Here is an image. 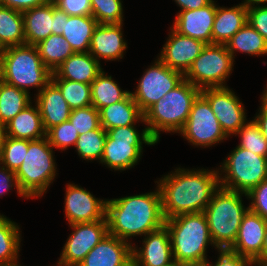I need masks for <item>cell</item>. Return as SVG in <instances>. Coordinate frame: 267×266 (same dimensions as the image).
Segmentation results:
<instances>
[{
    "label": "cell",
    "instance_id": "8d00e7d4",
    "mask_svg": "<svg viewBox=\"0 0 267 266\" xmlns=\"http://www.w3.org/2000/svg\"><path fill=\"white\" fill-rule=\"evenodd\" d=\"M25 150H28V140L6 136L0 149V164L16 172L23 163Z\"/></svg>",
    "mask_w": 267,
    "mask_h": 266
},
{
    "label": "cell",
    "instance_id": "4316f807",
    "mask_svg": "<svg viewBox=\"0 0 267 266\" xmlns=\"http://www.w3.org/2000/svg\"><path fill=\"white\" fill-rule=\"evenodd\" d=\"M35 106L30 103L6 124V136L30 141L46 136L39 107Z\"/></svg>",
    "mask_w": 267,
    "mask_h": 266
},
{
    "label": "cell",
    "instance_id": "db71d44e",
    "mask_svg": "<svg viewBox=\"0 0 267 266\" xmlns=\"http://www.w3.org/2000/svg\"><path fill=\"white\" fill-rule=\"evenodd\" d=\"M261 259H267V229L264 237V242L261 251Z\"/></svg>",
    "mask_w": 267,
    "mask_h": 266
},
{
    "label": "cell",
    "instance_id": "836d02e7",
    "mask_svg": "<svg viewBox=\"0 0 267 266\" xmlns=\"http://www.w3.org/2000/svg\"><path fill=\"white\" fill-rule=\"evenodd\" d=\"M30 93L0 79V121L7 124L32 101Z\"/></svg>",
    "mask_w": 267,
    "mask_h": 266
},
{
    "label": "cell",
    "instance_id": "5b68a950",
    "mask_svg": "<svg viewBox=\"0 0 267 266\" xmlns=\"http://www.w3.org/2000/svg\"><path fill=\"white\" fill-rule=\"evenodd\" d=\"M243 194L220 186L204 210L210 236L217 250L233 246L243 216L249 210L242 203Z\"/></svg>",
    "mask_w": 267,
    "mask_h": 266
},
{
    "label": "cell",
    "instance_id": "e0dca14e",
    "mask_svg": "<svg viewBox=\"0 0 267 266\" xmlns=\"http://www.w3.org/2000/svg\"><path fill=\"white\" fill-rule=\"evenodd\" d=\"M266 229L267 220L248 210L243 216L236 239L229 250L252 262L261 260Z\"/></svg>",
    "mask_w": 267,
    "mask_h": 266
},
{
    "label": "cell",
    "instance_id": "816d5d0a",
    "mask_svg": "<svg viewBox=\"0 0 267 266\" xmlns=\"http://www.w3.org/2000/svg\"><path fill=\"white\" fill-rule=\"evenodd\" d=\"M265 3H267V0H244L243 4L247 8L257 7V6H265ZM256 4V5H255Z\"/></svg>",
    "mask_w": 267,
    "mask_h": 266
},
{
    "label": "cell",
    "instance_id": "ee69618b",
    "mask_svg": "<svg viewBox=\"0 0 267 266\" xmlns=\"http://www.w3.org/2000/svg\"><path fill=\"white\" fill-rule=\"evenodd\" d=\"M247 22L254 27L267 42V4L247 8Z\"/></svg>",
    "mask_w": 267,
    "mask_h": 266
},
{
    "label": "cell",
    "instance_id": "277c9868",
    "mask_svg": "<svg viewBox=\"0 0 267 266\" xmlns=\"http://www.w3.org/2000/svg\"><path fill=\"white\" fill-rule=\"evenodd\" d=\"M201 89L183 80L145 113V125L150 136L158 143L160 131L178 133L188 119L192 105Z\"/></svg>",
    "mask_w": 267,
    "mask_h": 266
},
{
    "label": "cell",
    "instance_id": "d6986e66",
    "mask_svg": "<svg viewBox=\"0 0 267 266\" xmlns=\"http://www.w3.org/2000/svg\"><path fill=\"white\" fill-rule=\"evenodd\" d=\"M216 15V2L195 10L179 11L172 28L180 33L206 44H212V29Z\"/></svg>",
    "mask_w": 267,
    "mask_h": 266
},
{
    "label": "cell",
    "instance_id": "8992f818",
    "mask_svg": "<svg viewBox=\"0 0 267 266\" xmlns=\"http://www.w3.org/2000/svg\"><path fill=\"white\" fill-rule=\"evenodd\" d=\"M51 75L36 46L24 44L7 47L1 55L0 79L18 89L30 93V88L37 87L39 93L51 81Z\"/></svg>",
    "mask_w": 267,
    "mask_h": 266
},
{
    "label": "cell",
    "instance_id": "11a10c76",
    "mask_svg": "<svg viewBox=\"0 0 267 266\" xmlns=\"http://www.w3.org/2000/svg\"><path fill=\"white\" fill-rule=\"evenodd\" d=\"M255 266H267V259H261L253 262Z\"/></svg>",
    "mask_w": 267,
    "mask_h": 266
},
{
    "label": "cell",
    "instance_id": "83f0119b",
    "mask_svg": "<svg viewBox=\"0 0 267 266\" xmlns=\"http://www.w3.org/2000/svg\"><path fill=\"white\" fill-rule=\"evenodd\" d=\"M97 25L98 23L92 15L69 16L65 21L62 36L65 37L74 52L87 53Z\"/></svg>",
    "mask_w": 267,
    "mask_h": 266
},
{
    "label": "cell",
    "instance_id": "ac0fdd59",
    "mask_svg": "<svg viewBox=\"0 0 267 266\" xmlns=\"http://www.w3.org/2000/svg\"><path fill=\"white\" fill-rule=\"evenodd\" d=\"M144 237L142 248L132 246V266H168L174 261L169 232L165 226Z\"/></svg>",
    "mask_w": 267,
    "mask_h": 266
},
{
    "label": "cell",
    "instance_id": "52a82bcc",
    "mask_svg": "<svg viewBox=\"0 0 267 266\" xmlns=\"http://www.w3.org/2000/svg\"><path fill=\"white\" fill-rule=\"evenodd\" d=\"M53 147L47 137L28 140V150L21 166L15 172L21 193L28 199L41 197L56 176Z\"/></svg>",
    "mask_w": 267,
    "mask_h": 266
},
{
    "label": "cell",
    "instance_id": "cb8c5ba5",
    "mask_svg": "<svg viewBox=\"0 0 267 266\" xmlns=\"http://www.w3.org/2000/svg\"><path fill=\"white\" fill-rule=\"evenodd\" d=\"M102 71L101 64L89 52H74L54 73L60 79L91 84Z\"/></svg>",
    "mask_w": 267,
    "mask_h": 266
},
{
    "label": "cell",
    "instance_id": "f6af8a7d",
    "mask_svg": "<svg viewBox=\"0 0 267 266\" xmlns=\"http://www.w3.org/2000/svg\"><path fill=\"white\" fill-rule=\"evenodd\" d=\"M219 257L215 264L206 261L202 266H252L253 262L237 253L230 251L229 249L218 250Z\"/></svg>",
    "mask_w": 267,
    "mask_h": 266
},
{
    "label": "cell",
    "instance_id": "2e32d148",
    "mask_svg": "<svg viewBox=\"0 0 267 266\" xmlns=\"http://www.w3.org/2000/svg\"><path fill=\"white\" fill-rule=\"evenodd\" d=\"M170 28L169 37L157 58L169 68L185 75L207 44Z\"/></svg>",
    "mask_w": 267,
    "mask_h": 266
},
{
    "label": "cell",
    "instance_id": "d6a6232c",
    "mask_svg": "<svg viewBox=\"0 0 267 266\" xmlns=\"http://www.w3.org/2000/svg\"><path fill=\"white\" fill-rule=\"evenodd\" d=\"M131 91H122L119 85L102 71L91 83L92 106L98 111L106 106L124 100Z\"/></svg>",
    "mask_w": 267,
    "mask_h": 266
},
{
    "label": "cell",
    "instance_id": "6da1fadb",
    "mask_svg": "<svg viewBox=\"0 0 267 266\" xmlns=\"http://www.w3.org/2000/svg\"><path fill=\"white\" fill-rule=\"evenodd\" d=\"M219 170L177 168L161 177L157 187L161 194L164 219L204 212L214 192L220 187Z\"/></svg>",
    "mask_w": 267,
    "mask_h": 266
},
{
    "label": "cell",
    "instance_id": "9c48e42d",
    "mask_svg": "<svg viewBox=\"0 0 267 266\" xmlns=\"http://www.w3.org/2000/svg\"><path fill=\"white\" fill-rule=\"evenodd\" d=\"M220 169V186L244 193L246 196L253 188L267 179V157L236 146L223 161Z\"/></svg>",
    "mask_w": 267,
    "mask_h": 266
},
{
    "label": "cell",
    "instance_id": "44dd1931",
    "mask_svg": "<svg viewBox=\"0 0 267 266\" xmlns=\"http://www.w3.org/2000/svg\"><path fill=\"white\" fill-rule=\"evenodd\" d=\"M123 23L98 24L92 34L89 53L100 63V59L107 61L123 58L127 43L123 39Z\"/></svg>",
    "mask_w": 267,
    "mask_h": 266
},
{
    "label": "cell",
    "instance_id": "ffe728a7",
    "mask_svg": "<svg viewBox=\"0 0 267 266\" xmlns=\"http://www.w3.org/2000/svg\"><path fill=\"white\" fill-rule=\"evenodd\" d=\"M78 266H132V243L107 234Z\"/></svg>",
    "mask_w": 267,
    "mask_h": 266
},
{
    "label": "cell",
    "instance_id": "f1b7e54d",
    "mask_svg": "<svg viewBox=\"0 0 267 266\" xmlns=\"http://www.w3.org/2000/svg\"><path fill=\"white\" fill-rule=\"evenodd\" d=\"M20 227L0 214V266H19Z\"/></svg>",
    "mask_w": 267,
    "mask_h": 266
},
{
    "label": "cell",
    "instance_id": "9f6ffc18",
    "mask_svg": "<svg viewBox=\"0 0 267 266\" xmlns=\"http://www.w3.org/2000/svg\"><path fill=\"white\" fill-rule=\"evenodd\" d=\"M168 266H190V265L189 264H186V263H182V262L173 261Z\"/></svg>",
    "mask_w": 267,
    "mask_h": 266
},
{
    "label": "cell",
    "instance_id": "74e56055",
    "mask_svg": "<svg viewBox=\"0 0 267 266\" xmlns=\"http://www.w3.org/2000/svg\"><path fill=\"white\" fill-rule=\"evenodd\" d=\"M236 135H239L241 140L237 146L267 157V140L263 137L262 131L254 119L250 122L247 121Z\"/></svg>",
    "mask_w": 267,
    "mask_h": 266
},
{
    "label": "cell",
    "instance_id": "d590c367",
    "mask_svg": "<svg viewBox=\"0 0 267 266\" xmlns=\"http://www.w3.org/2000/svg\"><path fill=\"white\" fill-rule=\"evenodd\" d=\"M106 136V130L100 126L98 129L79 135L74 147L83 160L100 161L104 152Z\"/></svg>",
    "mask_w": 267,
    "mask_h": 266
},
{
    "label": "cell",
    "instance_id": "c3c4849f",
    "mask_svg": "<svg viewBox=\"0 0 267 266\" xmlns=\"http://www.w3.org/2000/svg\"><path fill=\"white\" fill-rule=\"evenodd\" d=\"M261 97V106L258 115L254 118L255 122L258 124L260 130L262 131L263 137L267 140V86Z\"/></svg>",
    "mask_w": 267,
    "mask_h": 266
},
{
    "label": "cell",
    "instance_id": "484cf974",
    "mask_svg": "<svg viewBox=\"0 0 267 266\" xmlns=\"http://www.w3.org/2000/svg\"><path fill=\"white\" fill-rule=\"evenodd\" d=\"M100 124L105 130L115 127L135 125L143 122L144 114L129 94L124 100L118 101L99 110Z\"/></svg>",
    "mask_w": 267,
    "mask_h": 266
},
{
    "label": "cell",
    "instance_id": "ba28073f",
    "mask_svg": "<svg viewBox=\"0 0 267 266\" xmlns=\"http://www.w3.org/2000/svg\"><path fill=\"white\" fill-rule=\"evenodd\" d=\"M106 134L100 163L115 171L134 167L143 154V143L149 146L157 143L150 136L147 128H144L140 134L135 125L115 127L106 130Z\"/></svg>",
    "mask_w": 267,
    "mask_h": 266
},
{
    "label": "cell",
    "instance_id": "6f0895ef",
    "mask_svg": "<svg viewBox=\"0 0 267 266\" xmlns=\"http://www.w3.org/2000/svg\"><path fill=\"white\" fill-rule=\"evenodd\" d=\"M5 49L6 48L0 42V58H1V55L3 54V52L5 51Z\"/></svg>",
    "mask_w": 267,
    "mask_h": 266
},
{
    "label": "cell",
    "instance_id": "60d3db41",
    "mask_svg": "<svg viewBox=\"0 0 267 266\" xmlns=\"http://www.w3.org/2000/svg\"><path fill=\"white\" fill-rule=\"evenodd\" d=\"M78 136V131L75 130L70 121L54 126L46 132L49 144L62 151L68 149L71 145L75 146Z\"/></svg>",
    "mask_w": 267,
    "mask_h": 266
},
{
    "label": "cell",
    "instance_id": "3957f363",
    "mask_svg": "<svg viewBox=\"0 0 267 266\" xmlns=\"http://www.w3.org/2000/svg\"><path fill=\"white\" fill-rule=\"evenodd\" d=\"M174 261L202 266L208 259L206 249L214 243L204 212L181 214L165 220Z\"/></svg>",
    "mask_w": 267,
    "mask_h": 266
},
{
    "label": "cell",
    "instance_id": "7a4b0ae2",
    "mask_svg": "<svg viewBox=\"0 0 267 266\" xmlns=\"http://www.w3.org/2000/svg\"><path fill=\"white\" fill-rule=\"evenodd\" d=\"M156 189L150 193L108 199L106 201L108 234L129 242L128 239L132 236H145L162 228L165 219L160 190Z\"/></svg>",
    "mask_w": 267,
    "mask_h": 266
},
{
    "label": "cell",
    "instance_id": "f546056e",
    "mask_svg": "<svg viewBox=\"0 0 267 266\" xmlns=\"http://www.w3.org/2000/svg\"><path fill=\"white\" fill-rule=\"evenodd\" d=\"M225 45L233 58L237 50L253 56L267 55V42L248 22Z\"/></svg>",
    "mask_w": 267,
    "mask_h": 266
},
{
    "label": "cell",
    "instance_id": "e575fe53",
    "mask_svg": "<svg viewBox=\"0 0 267 266\" xmlns=\"http://www.w3.org/2000/svg\"><path fill=\"white\" fill-rule=\"evenodd\" d=\"M51 81L60 89L71 109L92 106L91 84L60 79L54 72Z\"/></svg>",
    "mask_w": 267,
    "mask_h": 266
},
{
    "label": "cell",
    "instance_id": "30bf717a",
    "mask_svg": "<svg viewBox=\"0 0 267 266\" xmlns=\"http://www.w3.org/2000/svg\"><path fill=\"white\" fill-rule=\"evenodd\" d=\"M233 62L234 58L226 45L207 44L193 61L184 79L199 89L228 87L224 82L233 70Z\"/></svg>",
    "mask_w": 267,
    "mask_h": 266
},
{
    "label": "cell",
    "instance_id": "f907efd6",
    "mask_svg": "<svg viewBox=\"0 0 267 266\" xmlns=\"http://www.w3.org/2000/svg\"><path fill=\"white\" fill-rule=\"evenodd\" d=\"M212 1L213 0H175L177 5L181 7L180 11L200 9L206 7Z\"/></svg>",
    "mask_w": 267,
    "mask_h": 266
},
{
    "label": "cell",
    "instance_id": "1f68e13d",
    "mask_svg": "<svg viewBox=\"0 0 267 266\" xmlns=\"http://www.w3.org/2000/svg\"><path fill=\"white\" fill-rule=\"evenodd\" d=\"M43 64L53 73L74 51L65 37L51 34L35 45Z\"/></svg>",
    "mask_w": 267,
    "mask_h": 266
},
{
    "label": "cell",
    "instance_id": "7402d4cb",
    "mask_svg": "<svg viewBox=\"0 0 267 266\" xmlns=\"http://www.w3.org/2000/svg\"><path fill=\"white\" fill-rule=\"evenodd\" d=\"M35 98L45 132L54 126L69 121L72 109L62 96L60 89L52 81L37 93Z\"/></svg>",
    "mask_w": 267,
    "mask_h": 266
},
{
    "label": "cell",
    "instance_id": "4dcf8cb0",
    "mask_svg": "<svg viewBox=\"0 0 267 266\" xmlns=\"http://www.w3.org/2000/svg\"><path fill=\"white\" fill-rule=\"evenodd\" d=\"M0 42L5 48L25 44L21 11L0 5Z\"/></svg>",
    "mask_w": 267,
    "mask_h": 266
},
{
    "label": "cell",
    "instance_id": "4fadbf2b",
    "mask_svg": "<svg viewBox=\"0 0 267 266\" xmlns=\"http://www.w3.org/2000/svg\"><path fill=\"white\" fill-rule=\"evenodd\" d=\"M70 226L73 232L67 239L57 262L60 266H78L89 251L108 234L107 220L75 223Z\"/></svg>",
    "mask_w": 267,
    "mask_h": 266
},
{
    "label": "cell",
    "instance_id": "9a60e30c",
    "mask_svg": "<svg viewBox=\"0 0 267 266\" xmlns=\"http://www.w3.org/2000/svg\"><path fill=\"white\" fill-rule=\"evenodd\" d=\"M106 201L96 199L89 191L75 184H67L65 217L69 225L106 219Z\"/></svg>",
    "mask_w": 267,
    "mask_h": 266
},
{
    "label": "cell",
    "instance_id": "f35d334b",
    "mask_svg": "<svg viewBox=\"0 0 267 266\" xmlns=\"http://www.w3.org/2000/svg\"><path fill=\"white\" fill-rule=\"evenodd\" d=\"M92 16L98 24L123 23V5L121 0H91Z\"/></svg>",
    "mask_w": 267,
    "mask_h": 266
},
{
    "label": "cell",
    "instance_id": "ab89813d",
    "mask_svg": "<svg viewBox=\"0 0 267 266\" xmlns=\"http://www.w3.org/2000/svg\"><path fill=\"white\" fill-rule=\"evenodd\" d=\"M69 121L79 135L98 129L100 124L99 111L94 106L72 109Z\"/></svg>",
    "mask_w": 267,
    "mask_h": 266
},
{
    "label": "cell",
    "instance_id": "7bdbcfd3",
    "mask_svg": "<svg viewBox=\"0 0 267 266\" xmlns=\"http://www.w3.org/2000/svg\"><path fill=\"white\" fill-rule=\"evenodd\" d=\"M55 7L64 11L69 16L92 15L91 0H53Z\"/></svg>",
    "mask_w": 267,
    "mask_h": 266
},
{
    "label": "cell",
    "instance_id": "681fc988",
    "mask_svg": "<svg viewBox=\"0 0 267 266\" xmlns=\"http://www.w3.org/2000/svg\"><path fill=\"white\" fill-rule=\"evenodd\" d=\"M68 17L67 13L59 10L53 3V34L62 35L65 21L68 20Z\"/></svg>",
    "mask_w": 267,
    "mask_h": 266
},
{
    "label": "cell",
    "instance_id": "f5cc1de1",
    "mask_svg": "<svg viewBox=\"0 0 267 266\" xmlns=\"http://www.w3.org/2000/svg\"><path fill=\"white\" fill-rule=\"evenodd\" d=\"M6 137V125L0 121V149Z\"/></svg>",
    "mask_w": 267,
    "mask_h": 266
},
{
    "label": "cell",
    "instance_id": "bcb514c9",
    "mask_svg": "<svg viewBox=\"0 0 267 266\" xmlns=\"http://www.w3.org/2000/svg\"><path fill=\"white\" fill-rule=\"evenodd\" d=\"M13 187L16 188L19 196L26 198L19 189L15 172L0 164V196L4 195V193L10 189H13Z\"/></svg>",
    "mask_w": 267,
    "mask_h": 266
},
{
    "label": "cell",
    "instance_id": "b9f144b4",
    "mask_svg": "<svg viewBox=\"0 0 267 266\" xmlns=\"http://www.w3.org/2000/svg\"><path fill=\"white\" fill-rule=\"evenodd\" d=\"M246 197L251 199L249 210L267 220V179L253 188Z\"/></svg>",
    "mask_w": 267,
    "mask_h": 266
},
{
    "label": "cell",
    "instance_id": "603a6c76",
    "mask_svg": "<svg viewBox=\"0 0 267 266\" xmlns=\"http://www.w3.org/2000/svg\"><path fill=\"white\" fill-rule=\"evenodd\" d=\"M25 44L37 45L53 34V1L22 12Z\"/></svg>",
    "mask_w": 267,
    "mask_h": 266
},
{
    "label": "cell",
    "instance_id": "d4e9b609",
    "mask_svg": "<svg viewBox=\"0 0 267 266\" xmlns=\"http://www.w3.org/2000/svg\"><path fill=\"white\" fill-rule=\"evenodd\" d=\"M247 23V7L240 3L231 8L216 5L212 44L225 45Z\"/></svg>",
    "mask_w": 267,
    "mask_h": 266
},
{
    "label": "cell",
    "instance_id": "8fae6325",
    "mask_svg": "<svg viewBox=\"0 0 267 266\" xmlns=\"http://www.w3.org/2000/svg\"><path fill=\"white\" fill-rule=\"evenodd\" d=\"M157 59L146 69L135 92H130L143 114L184 80L182 73L169 68L159 58Z\"/></svg>",
    "mask_w": 267,
    "mask_h": 266
},
{
    "label": "cell",
    "instance_id": "7dc6e473",
    "mask_svg": "<svg viewBox=\"0 0 267 266\" xmlns=\"http://www.w3.org/2000/svg\"><path fill=\"white\" fill-rule=\"evenodd\" d=\"M46 2L47 0H0V5L23 12Z\"/></svg>",
    "mask_w": 267,
    "mask_h": 266
},
{
    "label": "cell",
    "instance_id": "5bb4252c",
    "mask_svg": "<svg viewBox=\"0 0 267 266\" xmlns=\"http://www.w3.org/2000/svg\"><path fill=\"white\" fill-rule=\"evenodd\" d=\"M201 95L209 102L222 130L229 137L247 122L245 107L228 87L204 88Z\"/></svg>",
    "mask_w": 267,
    "mask_h": 266
},
{
    "label": "cell",
    "instance_id": "7c38bea8",
    "mask_svg": "<svg viewBox=\"0 0 267 266\" xmlns=\"http://www.w3.org/2000/svg\"><path fill=\"white\" fill-rule=\"evenodd\" d=\"M178 133L197 147H209L228 137L209 102L201 94L194 101L188 119Z\"/></svg>",
    "mask_w": 267,
    "mask_h": 266
}]
</instances>
